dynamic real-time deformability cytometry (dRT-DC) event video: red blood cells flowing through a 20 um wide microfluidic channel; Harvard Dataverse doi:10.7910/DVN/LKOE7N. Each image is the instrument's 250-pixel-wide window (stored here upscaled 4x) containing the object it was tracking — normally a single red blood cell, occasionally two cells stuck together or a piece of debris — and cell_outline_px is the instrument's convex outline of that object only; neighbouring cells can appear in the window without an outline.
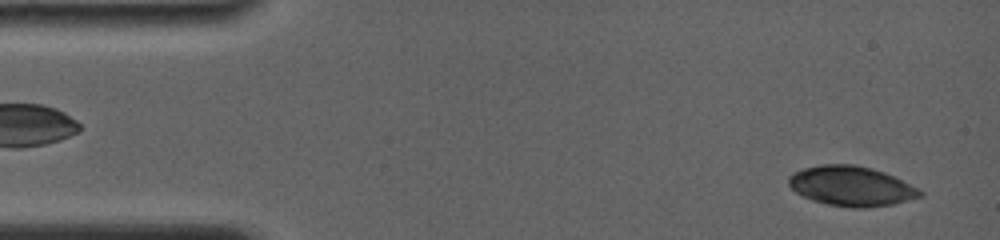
{"species": "common noctule bat (a hibernating species)", "species_latin": "Nyctalus noctula", "temperature_condition": "room temperature", "stored_images_in_passage": 28, "camera_frame_rate_fps": 4000, "um_per_image_px": 0.085, "animal": {"sex": "female", "body_mass_g": 19.0, "forearm_length_mm": 56.7}, "frame": {"image": 1, "passage_image": 2, "time_ms": 0.25, "image_size_px": [1000, 240], "cell_outline_px": [[924, 196], [892, 204], [864, 208], [852, 208], [828, 204], [812, 200], [796, 192], [788, 184], [788, 176], [792, 172], [804, 168], [820, 164], [856, 164], [872, 168], [884, 172], [920, 188], [924, 192]], "centroid_in_image_um": [72.37, 15.81], "position_along_channel_um": 12.6, "area_um2": 30.69}}
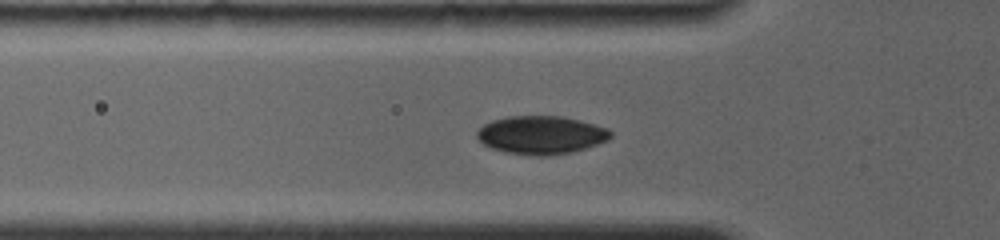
{"frame": {"image": 2, "passage_image": 17, "time_ms": 4.75, "image_size_px": [1000, 240], "cell_outline_px": [[612, 136], [608, 140], [572, 152], [544, 156], [536, 156], [504, 152], [492, 148], [484, 144], [476, 136], [476, 132], [484, 124], [492, 120], [508, 116], [560, 116], [580, 120], [608, 128], [612, 132]], "centroid_in_image_um": [45.99, 11.47], "position_along_channel_um": 79.8, "area_um2": 29.71}}
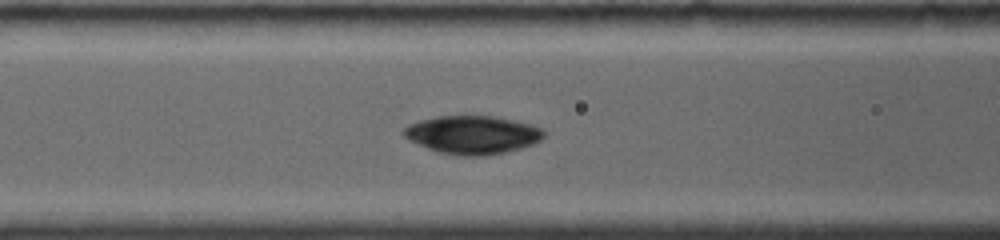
{"frame": {"image": 3, "passage_image": 21, "time_ms": 6.0, "image_size_px": [1000, 240], "cell_outline_px": [[544, 136], [540, 140], [532, 144], [520, 148], [504, 152], [484, 156], [460, 156], [440, 152], [428, 148], [408, 140], [404, 136], [404, 128], [408, 124], [420, 120], [436, 116], [492, 116], [516, 120], [532, 124], [544, 128]], "centroid_in_image_um": [40.18, 11.45], "position_along_channel_um": 126.4, "area_um2": 31.27}}